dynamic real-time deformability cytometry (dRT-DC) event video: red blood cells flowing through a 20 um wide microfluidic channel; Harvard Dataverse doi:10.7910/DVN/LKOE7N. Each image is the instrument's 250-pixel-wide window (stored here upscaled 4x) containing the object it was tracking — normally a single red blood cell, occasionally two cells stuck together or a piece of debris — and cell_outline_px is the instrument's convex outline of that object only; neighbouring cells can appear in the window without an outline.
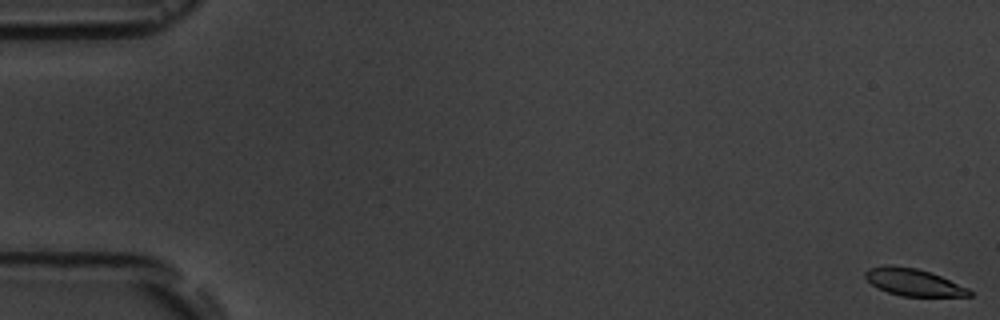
{"species": "common noctule bat (a hibernating species)", "species_latin": "Nyctalus noctula", "temperature_condition": "room temperature", "stored_images_in_passage": 3, "camera_frame_rate_fps": 3000, "um_per_image_px": 0.085, "animal": {"sex": "male", "body_mass_g": 19.5, "forearm_length_mm": 54.6}, "frame": {"image": 1, "passage_image": 1, "time_ms": 0.0, "image_size_px": [1000, 320], "cell_outline_px": [[972, 296], [900, 296], [888, 292], [872, 284], [864, 276], [864, 272], [868, 268], [884, 264], [892, 264], [916, 268], [940, 276], [968, 288], [972, 292]], "centroid_in_image_um": [77.6, 23.97], "position_along_channel_um": 7.4, "area_um2": 16.42}}
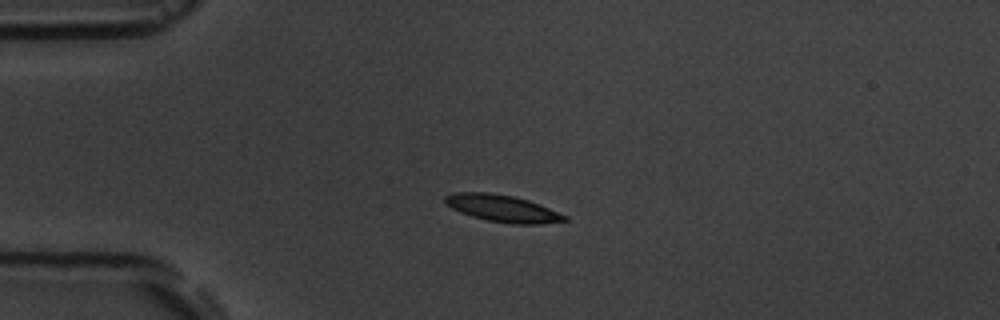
{"frame": {"image": 2, "passage_image": 3, "time_ms": 4.667, "image_size_px": [1000, 320], "cell_outline_px": [[568, 220], [540, 224], [512, 224], [488, 220], [472, 216], [460, 212], [444, 204], [444, 196], [452, 192], [488, 192], [512, 196], [528, 200], [568, 216]], "centroid_in_image_um": [42.67, 17.71], "position_along_channel_um": 42.3, "area_um2": 18.73}}